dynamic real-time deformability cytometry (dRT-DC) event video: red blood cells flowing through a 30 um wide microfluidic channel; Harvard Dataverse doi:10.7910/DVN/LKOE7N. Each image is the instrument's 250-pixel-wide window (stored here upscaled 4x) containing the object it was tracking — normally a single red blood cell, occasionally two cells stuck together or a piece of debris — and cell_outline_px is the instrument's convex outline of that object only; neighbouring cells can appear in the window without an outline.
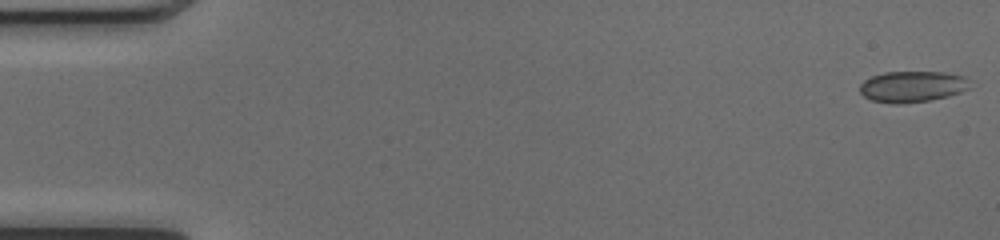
{"species": "common noctule bat (a hibernating species)", "species_latin": "Nyctalus noctula", "temperature_condition": "cold", "stored_images_in_passage": 50, "camera_frame_rate_fps": 3000, "um_per_image_px": 0.085, "animal": {"sex": "female", "body_mass_g": 17.0, "forearm_length_mm": 48.0}, "frame": {"image": 1, "passage_image": 1, "time_ms": 0.0, "image_size_px": [1000, 240], "cell_outline_px": [[968, 88], [960, 92], [948, 96], [928, 100], [900, 104], [892, 104], [872, 100], [864, 96], [860, 92], [860, 84], [864, 80], [872, 76], [884, 72], [940, 72], [964, 76]], "centroid_in_image_um": [77.47, 7.36], "position_along_channel_um": 7.5, "area_um2": 19.65}}
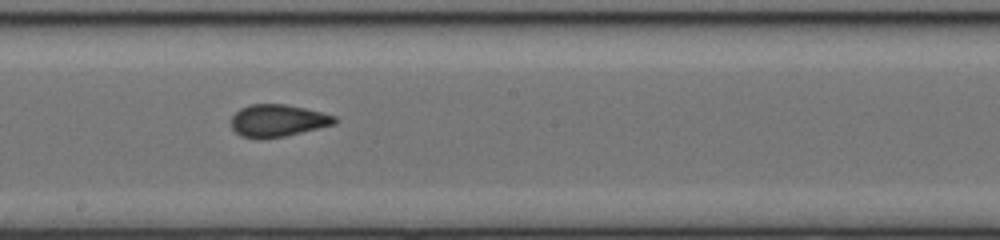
{"frame": {"image": 2, "passage_image": 28, "time_ms": 9.0, "image_size_px": [1000, 240], "cell_outline_px": [[340, 120], [336, 124], [284, 136], [260, 140], [240, 136], [232, 128], [232, 116], [240, 108], [248, 104], [284, 104], [304, 108], [336, 116]], "centroid_in_image_um": [23.61, 10.26], "position_along_channel_um": 224.6, "area_um2": 19.59}}
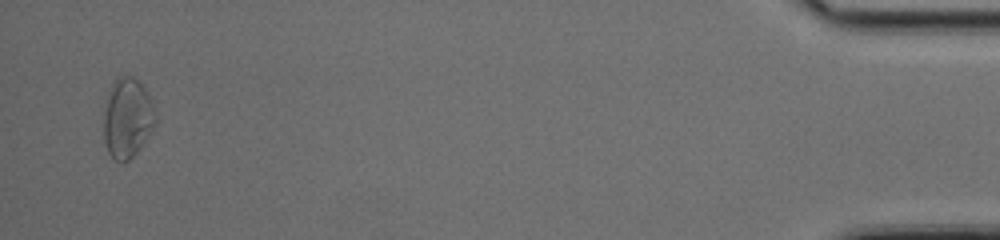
{"frame": {"image": 3, "passage_image": 49, "time_ms": 16.0, "image_size_px": [1000, 240], "cell_outline_px": [[156, 124], [148, 136], [136, 152], [128, 160], [112, 160], [108, 152], [104, 140], [104, 112], [112, 84], [120, 76], [132, 76], [144, 88], [156, 112]], "centroid_in_image_um": [10.83, 10.05], "position_along_channel_um": 424.4, "area_um2": 23.58}}